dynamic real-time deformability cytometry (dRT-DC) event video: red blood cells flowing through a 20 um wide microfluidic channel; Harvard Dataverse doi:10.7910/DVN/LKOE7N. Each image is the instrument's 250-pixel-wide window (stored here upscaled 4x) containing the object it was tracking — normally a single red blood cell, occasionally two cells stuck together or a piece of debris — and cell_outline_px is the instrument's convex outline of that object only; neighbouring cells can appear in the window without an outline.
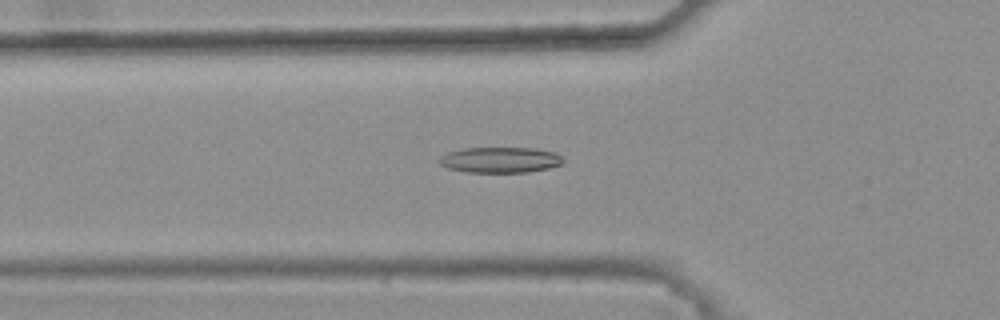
{"species": "common noctule bat (a hibernating species)", "species_latin": "Nyctalus noctula", "temperature_condition": "warm", "stored_images_in_passage": 43, "camera_frame_rate_fps": 3000, "um_per_image_px": 0.085, "animal": {"sex": "female", "body_mass_g": 25.1}, "frame": {"image": 1, "passage_image": 19, "time_ms": 6.0, "image_size_px": [1000, 320], "cell_outline_px": [[564, 160], [560, 164], [548, 168], [528, 172], [464, 172], [448, 168], [440, 164], [436, 160], [440, 156], [448, 152], [464, 148], [536, 148], [556, 152]], "centroid_in_image_um": [42.48, 13.59], "position_along_channel_um": 83.3, "area_um2": 18.61}}
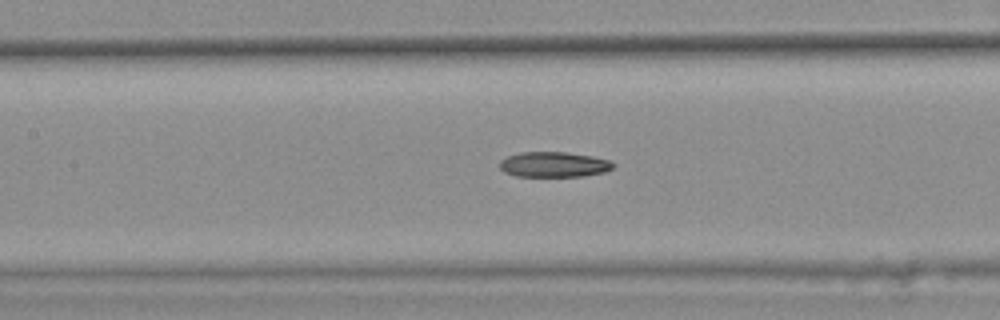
{"frame": {"image": 2, "passage_image": 25, "time_ms": 8.0, "image_size_px": [1000, 320], "cell_outline_px": [[616, 164], [612, 168], [604, 172], [584, 176], [516, 176], [504, 172], [500, 168], [500, 160], [508, 156], [520, 152], [564, 152], [592, 156], [608, 160]], "centroid_in_image_um": [47.07, 13.98], "position_along_channel_um": 160.3, "area_um2": 16.65}}
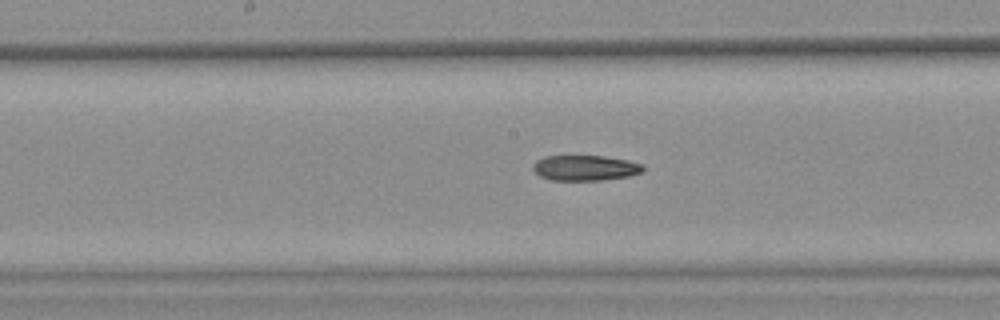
{"frame": {"image": 3, "passage_image": 28, "time_ms": 9.0, "image_size_px": [1000, 320], "cell_outline_px": [[644, 168], [640, 172], [628, 176], [604, 180], [552, 180], [540, 176], [532, 172], [532, 164], [536, 160], [544, 156], [604, 156], [628, 160], [644, 164]], "centroid_in_image_um": [49.69, 14.27], "position_along_channel_um": 198.5, "area_um2": 16.42}}